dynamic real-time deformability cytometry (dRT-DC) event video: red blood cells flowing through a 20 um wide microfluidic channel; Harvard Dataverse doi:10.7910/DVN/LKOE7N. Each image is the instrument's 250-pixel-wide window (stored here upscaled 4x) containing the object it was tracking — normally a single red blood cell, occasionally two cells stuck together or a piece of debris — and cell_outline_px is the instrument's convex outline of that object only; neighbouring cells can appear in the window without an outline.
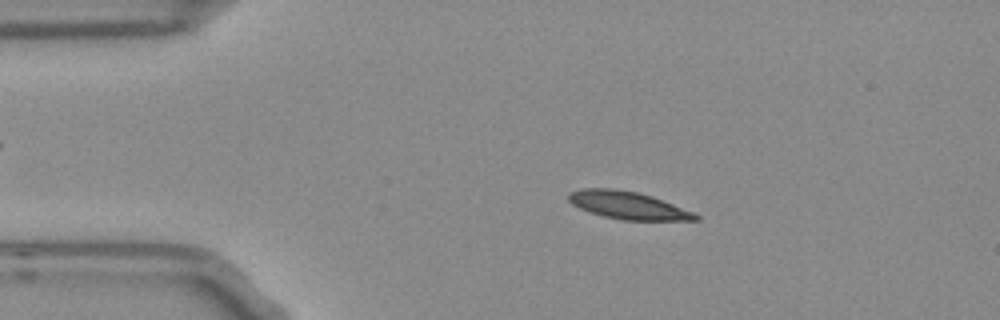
{"species": "Egyptian fruit bat (a non-hibernating species)", "species_latin": "Rousettus aegyptiacus", "temperature_condition": "room temperature", "stored_images_in_passage": 53, "camera_frame_rate_fps": 3000, "um_per_image_px": 0.085, "frame": {"image": 1, "passage_image": 9, "time_ms": 2.667, "image_size_px": [1000, 320], "cell_outline_px": [[700, 220], [624, 220], [604, 216], [580, 208], [572, 204], [568, 200], [568, 192], [580, 188], [612, 188], [636, 192], [652, 196], [692, 212], [700, 216]], "centroid_in_image_um": [53.34, 17.44], "position_along_channel_um": 31.7, "area_um2": 20.17}}
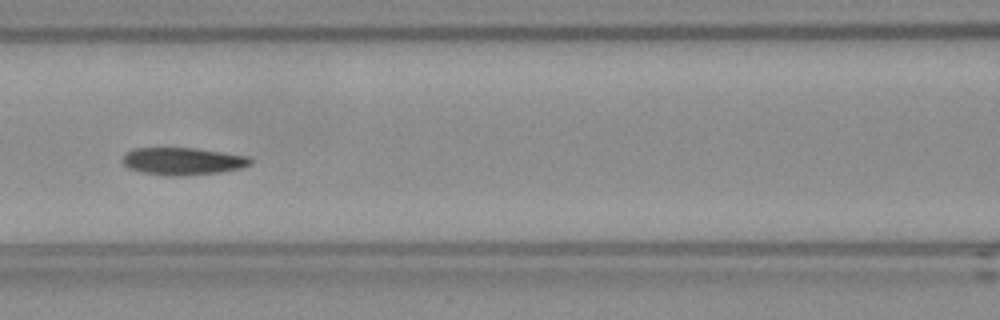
{"frame": {"image": 2, "passage_image": 22, "time_ms": 7.0, "image_size_px": [1000, 320], "cell_outline_px": [[252, 164], [244, 168], [220, 172], [188, 176], [168, 176], [140, 172], [128, 168], [120, 160], [128, 152], [136, 148], [196, 148], [248, 156], [252, 160]], "centroid_in_image_um": [15.56, 13.72], "position_along_channel_um": 151.0, "area_um2": 20.63}}
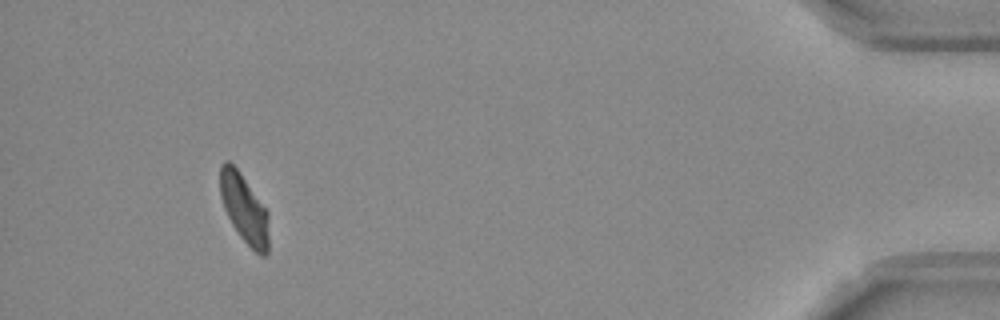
{"frame": {"image": 3, "passage_image": 49, "time_ms": 16.0, "image_size_px": [1000, 320], "cell_outline_px": [[268, 252], [264, 256], [260, 256], [240, 236], [232, 224], [224, 208], [220, 196], [220, 164], [224, 160], [228, 160], [240, 172], [268, 212]], "centroid_in_image_um": [20.75, 17.71], "position_along_channel_um": 414.5, "area_um2": 19.36}, "authors_computed_cell_mechanics": {"area_um2": 20.1722, "velocity_mm_per_s": 3.7256, "shape_relaxation_time_tau1_ms": 5.4061, "shape_relaxation_time_tau2_ms": 2.8796, "deformation_change_tau1": 0.1692, "deformation_change_tau2": 0.0832}}